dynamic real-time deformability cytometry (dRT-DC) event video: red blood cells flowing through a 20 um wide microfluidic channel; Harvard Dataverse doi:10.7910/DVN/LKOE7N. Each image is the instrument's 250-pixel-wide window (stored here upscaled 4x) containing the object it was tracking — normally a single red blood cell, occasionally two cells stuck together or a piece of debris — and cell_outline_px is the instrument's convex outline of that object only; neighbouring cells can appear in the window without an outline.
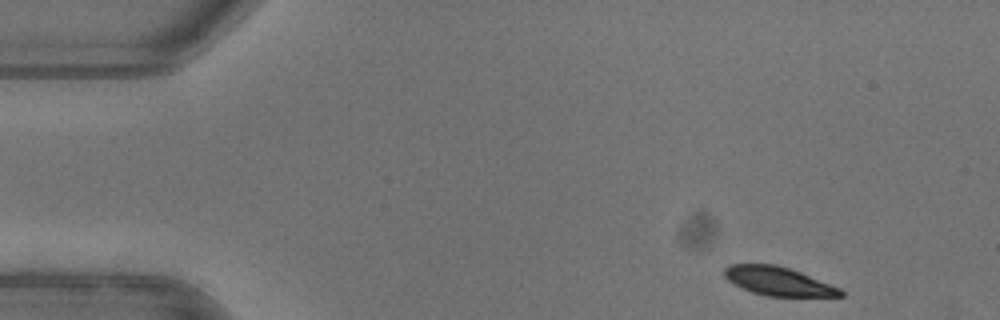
{"species": "common noctule bat (a hibernating species)", "species_latin": "Nyctalus noctula", "temperature_condition": "warm", "stored_images_in_passage": 48, "camera_frame_rate_fps": 3000, "um_per_image_px": 0.085, "animal": {"sex": "female"}, "frame": {"image": 1, "passage_image": 1, "time_ms": 0.0, "image_size_px": [1000, 320], "cell_outline_px": [[844, 296], [768, 296], [752, 292], [740, 288], [728, 280], [724, 276], [724, 268], [728, 264], [776, 264], [800, 272], [840, 288], [844, 292]], "centroid_in_image_um": [66.12, 23.9], "position_along_channel_um": 18.9, "area_um2": 19.31}}
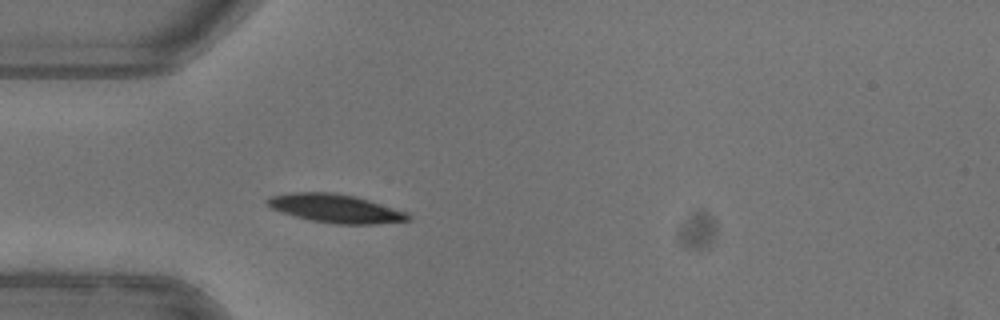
{"frame": {"image": 2, "passage_image": 11, "time_ms": 3.333, "image_size_px": [1000, 320], "cell_outline_px": [[412, 220], [376, 224], [332, 224], [308, 220], [272, 208], [264, 204], [264, 200], [272, 196], [292, 192], [332, 192], [356, 196], [408, 212], [412, 216]], "centroid_in_image_um": [28.55, 17.72], "position_along_channel_um": 56.4, "area_um2": 23.58}}
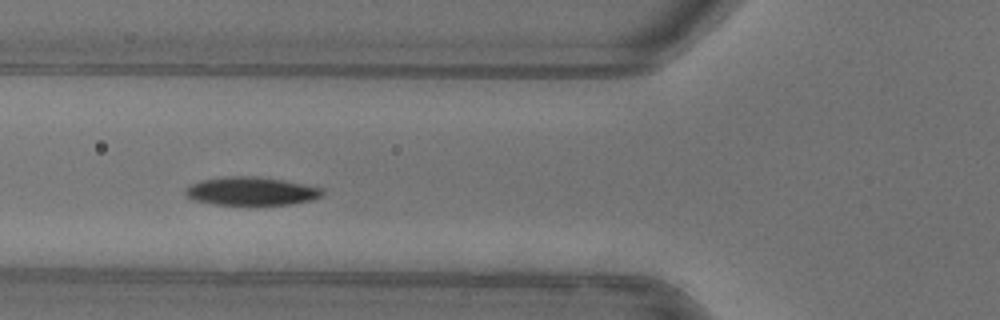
{"frame": {"image": 3, "passage_image": 15, "time_ms": 4.667, "image_size_px": [1000, 320], "cell_outline_px": [[324, 196], [312, 200], [292, 204], [212, 204], [192, 200], [184, 196], [184, 188], [188, 184], [200, 180], [224, 176], [256, 176], [284, 180], [324, 188]], "centroid_in_image_um": [21.32, 16.24], "position_along_channel_um": 104.5, "area_um2": 23.0}, "authors_computed_cell_mechanics": {"area_um2": 22.0218, "velocity_mm_per_s": 3.9401, "shape_relaxation_time_tau1_ms": 2.7002, "shape_relaxation_time_tau2_ms": null, "deformation_change_tau1": 0.1245, "deformation_change_tau2": null}}